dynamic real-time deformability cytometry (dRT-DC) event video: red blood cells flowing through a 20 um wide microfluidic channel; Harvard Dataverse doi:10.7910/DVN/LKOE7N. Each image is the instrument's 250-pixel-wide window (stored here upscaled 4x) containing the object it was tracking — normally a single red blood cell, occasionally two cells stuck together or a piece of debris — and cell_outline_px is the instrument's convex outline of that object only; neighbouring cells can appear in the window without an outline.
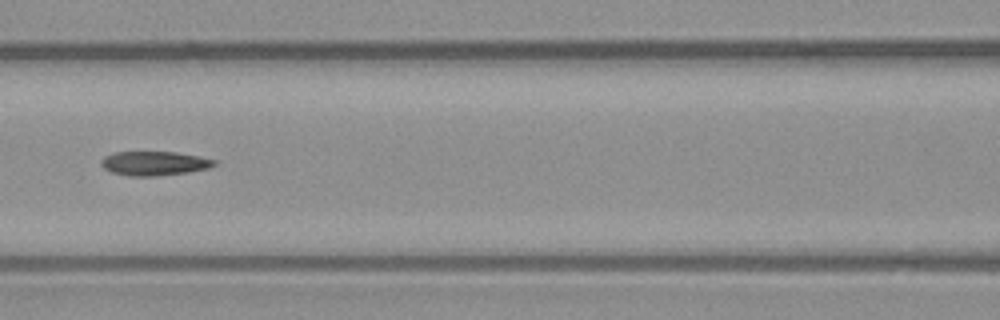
{"species": "common noctule bat (a hibernating species)", "species_latin": "Nyctalus noctula", "temperature_condition": "warm", "stored_images_in_passage": 18, "camera_frame_rate_fps": 3000, "um_per_image_px": 0.085, "animal": {"sex": "male", "body_mass_g": 23.1, "forearm_length_mm": 52.7}, "frame": {"image": 1, "passage_image": 11, "time_ms": 3.333, "image_size_px": [1000, 320], "cell_outline_px": [[216, 164], [208, 168], [188, 172], [156, 176], [128, 176], [112, 172], [104, 168], [100, 164], [100, 160], [104, 156], [116, 152], [176, 152], [200, 156], [216, 160]], "centroid_in_image_um": [13.1, 13.88], "position_along_channel_um": 153.5, "area_um2": 15.95}}